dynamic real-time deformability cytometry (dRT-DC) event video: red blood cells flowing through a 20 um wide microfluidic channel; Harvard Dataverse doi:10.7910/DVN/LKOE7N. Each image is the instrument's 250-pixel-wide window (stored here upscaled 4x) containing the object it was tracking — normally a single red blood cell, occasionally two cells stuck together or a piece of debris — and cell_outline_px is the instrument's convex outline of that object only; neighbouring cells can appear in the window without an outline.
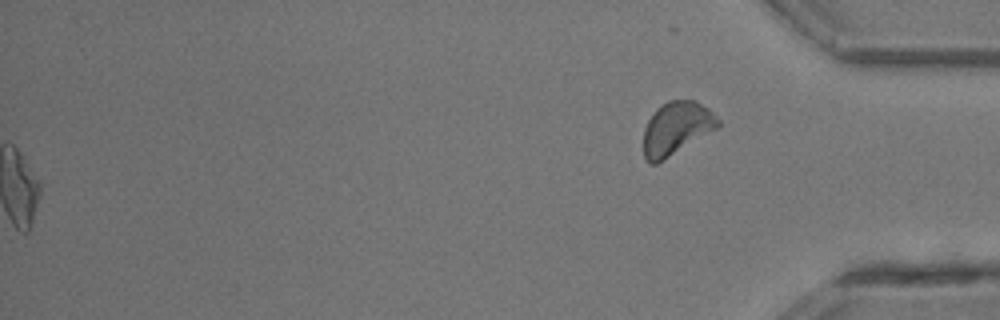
{"species": "common noctule bat (a hibernating species)", "species_latin": "Nyctalus noctula", "temperature_condition": "room temperature", "stored_images_in_passage": 31, "segment_of_instrument_passage": [2, 2], "camera_frame_rate_fps": 3000, "um_per_image_px": 0.085, "animal": {"sex": "male", "body_mass_g": 13.3}, "frame": {"image": 1, "passage_image": 31, "time_ms": 10.0, "image_size_px": [1000, 320], "cell_outline_px": [[720, 124], [716, 128], [656, 164], [652, 164], [644, 156], [644, 128], [648, 120], [656, 108], [668, 100], [696, 100], [708, 108], [720, 120]], "centroid_in_image_um": [57.48, 10.87], "position_along_channel_um": 377.7, "area_um2": 22.6}}